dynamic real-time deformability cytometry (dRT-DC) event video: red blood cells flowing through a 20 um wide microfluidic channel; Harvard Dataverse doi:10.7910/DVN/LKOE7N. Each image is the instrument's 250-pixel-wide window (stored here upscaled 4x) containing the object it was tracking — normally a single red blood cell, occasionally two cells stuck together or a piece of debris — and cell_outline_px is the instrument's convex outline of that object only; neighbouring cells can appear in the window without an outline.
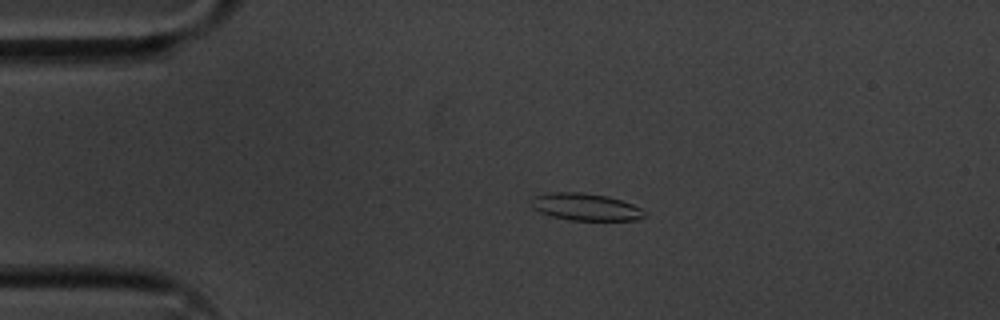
{"species": "common noctule bat (a hibernating species)", "species_latin": "Nyctalus noctula", "temperature_condition": "cold", "stored_images_in_passage": 56, "camera_frame_rate_fps": 3000, "um_per_image_px": 0.085, "animal": {"sex": "male", "body_mass_g": 20.1, "forearm_length_mm": 53.5}, "frame": {"image": 1, "passage_image": 12, "time_ms": 3.667, "image_size_px": [1000, 320], "cell_outline_px": [[648, 216], [636, 220], [568, 220], [552, 216], [540, 212], [532, 208], [528, 200], [532, 196], [552, 192], [580, 192], [608, 196], [632, 204], [640, 208]], "centroid_in_image_um": [49.72, 17.58], "position_along_channel_um": 35.3, "area_um2": 18.09}}
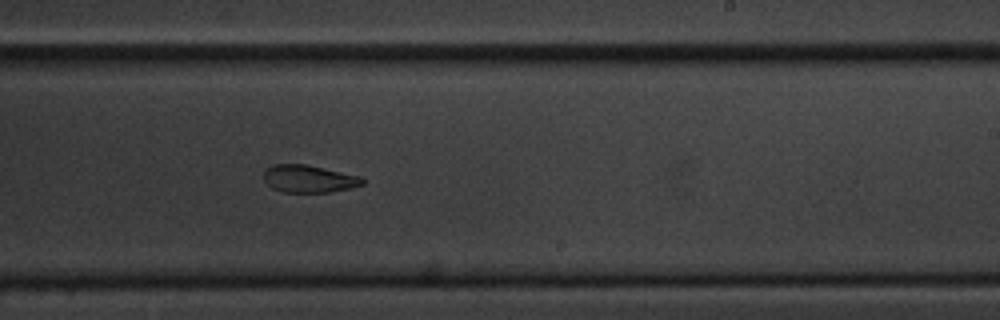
{"frame": {"image": 2, "passage_image": 34, "time_ms": 11.0, "image_size_px": [1000, 320], "cell_outline_px": [[364, 184], [352, 188], [332, 192], [284, 192], [272, 188], [264, 180], [264, 172], [272, 164], [304, 164], [360, 176], [364, 180]], "centroid_in_image_um": [26.26, 15.2], "position_along_channel_um": 262.7, "area_um2": 15.72}}
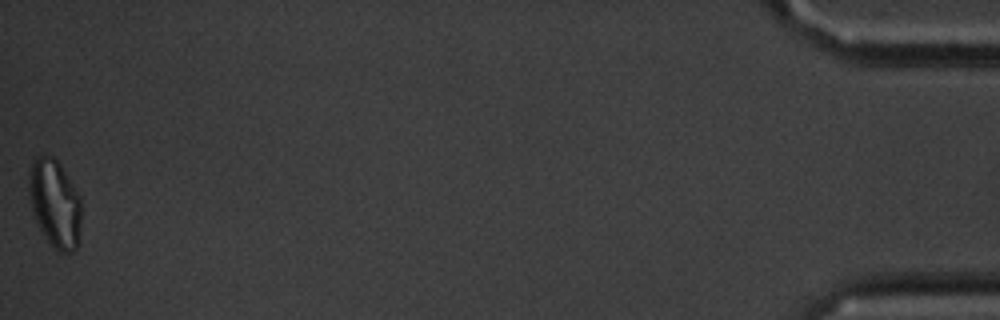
{"frame": {"image": 3, "passage_image": 56, "time_ms": 18.333, "image_size_px": [1000, 320], "cell_outline_px": [[80, 244], [72, 252], [56, 252], [48, 244], [36, 220], [32, 208], [28, 192], [28, 172], [32, 160], [36, 156], [52, 156], [60, 164], [80, 196]], "centroid_in_image_um": [4.66, 17.32], "position_along_channel_um": 430.5, "area_um2": 27.22}, "authors_computed_cell_mechanics": {"area_um2": 17.6868, "velocity_mm_per_s": 3.5893, "shape_relaxation_time_tau1_ms": 6.6305, "shape_relaxation_time_tau2_ms": 4.7856, "deformation_change_tau1": 0.1588, "deformation_change_tau2": 0.1213}}